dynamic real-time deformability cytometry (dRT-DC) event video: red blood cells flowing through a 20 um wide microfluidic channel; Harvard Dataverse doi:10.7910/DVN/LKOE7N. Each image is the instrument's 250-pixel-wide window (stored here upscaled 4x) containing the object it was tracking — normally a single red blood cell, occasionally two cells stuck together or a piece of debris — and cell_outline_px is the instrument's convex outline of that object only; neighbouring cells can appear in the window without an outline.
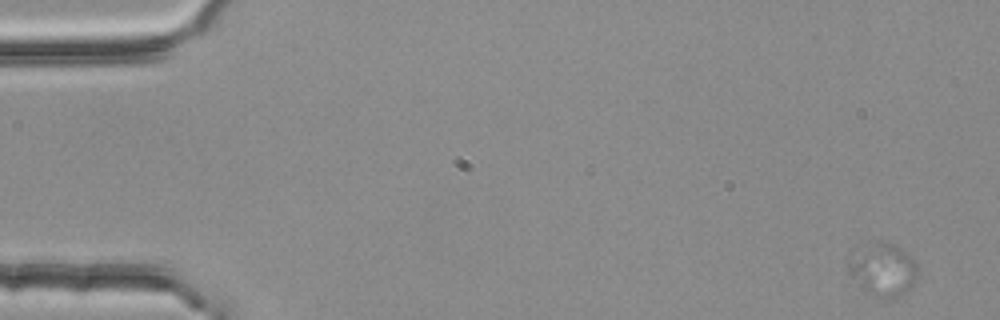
{"species": "common noctule bat (a hibernating species)", "species_latin": "Nyctalus noctula", "temperature_condition": "room temperature", "stored_images_in_passage": 6, "camera_frame_rate_fps": 3000, "um_per_image_px": 0.085, "animal": {"sex": "female", "body_mass_g": 25.1}, "frame": {"image": 1, "passage_image": 1, "time_ms": 0.0, "image_size_px": [1000, 320], "cell_outline_px": [[920, 276], [916, 284], [904, 292], [888, 300], [884, 300], [864, 288], [852, 276], [848, 268], [848, 264], [868, 240], [876, 240], [892, 244], [900, 248], [912, 256], [916, 260]], "centroid_in_image_um": [75.16, 22.89], "position_along_channel_um": 9.8, "area_um2": 21.21}}
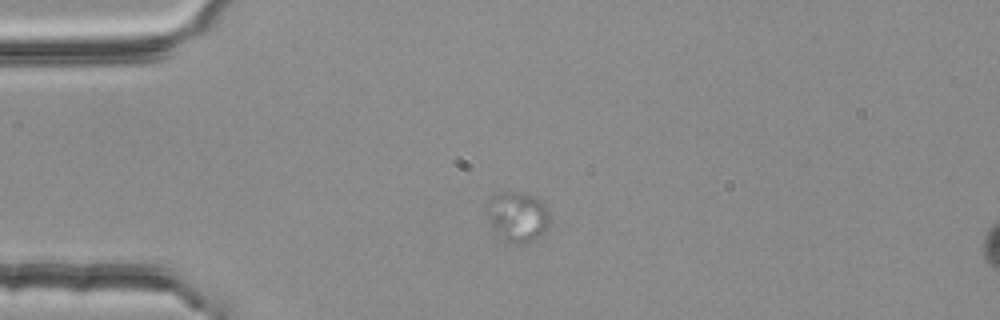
{"frame": {"image": 2, "passage_image": 4, "time_ms": 1.0, "image_size_px": [1000, 320], "cell_outline_px": [[552, 216], [544, 232], [536, 240], [524, 244], [520, 244], [492, 236], [484, 212], [484, 204], [500, 192], [524, 192], [540, 200], [548, 208]], "centroid_in_image_um": [43.93, 18.45], "position_along_channel_um": 41.1, "area_um2": 19.36}}